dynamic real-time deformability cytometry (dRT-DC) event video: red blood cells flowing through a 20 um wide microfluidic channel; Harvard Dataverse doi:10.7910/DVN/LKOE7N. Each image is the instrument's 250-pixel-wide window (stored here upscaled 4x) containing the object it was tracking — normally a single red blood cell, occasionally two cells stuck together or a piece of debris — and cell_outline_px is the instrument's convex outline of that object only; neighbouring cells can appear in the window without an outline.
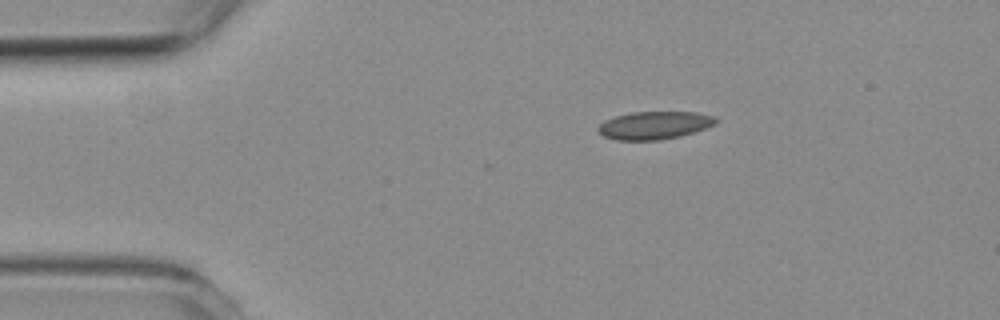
{"species": "common noctule bat (a hibernating species)", "species_latin": "Nyctalus noctula", "temperature_condition": "room temperature", "stored_images_in_passage": 8, "camera_frame_rate_fps": 3000, "um_per_image_px": 0.085, "animal": {"sex": "female", "body_mass_g": 19.3, "forearm_length_mm": 54.1}, "frame": {"image": 1, "passage_image": 1, "time_ms": 0.0, "image_size_px": [1000, 320], "cell_outline_px": [[720, 120], [716, 124], [680, 136], [660, 140], [616, 140], [604, 136], [596, 128], [604, 120], [616, 116], [632, 112], [696, 112], [716, 116]], "centroid_in_image_um": [55.64, 10.64], "position_along_channel_um": 29.4, "area_um2": 19.13}}
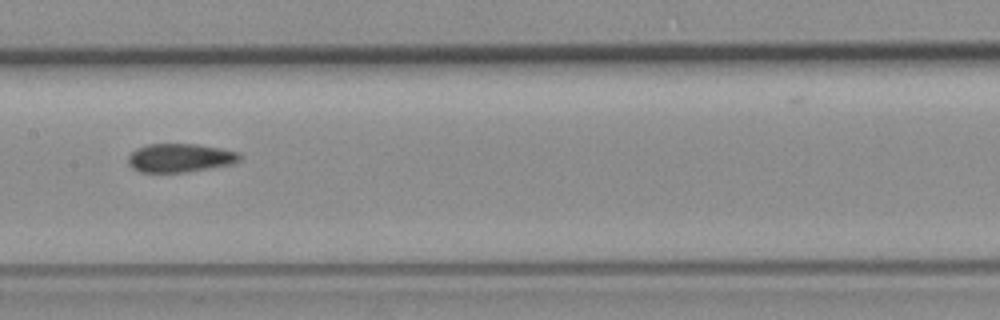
{"frame": {"image": 2, "passage_image": 5, "time_ms": 5.667, "image_size_px": [1000, 320], "cell_outline_px": [[240, 160], [232, 164], [184, 172], [140, 172], [132, 168], [128, 164], [128, 156], [136, 148], [148, 144], [196, 144], [220, 148], [240, 152]], "centroid_in_image_um": [15.28, 13.41], "position_along_channel_um": 192.1, "area_um2": 18.55}}
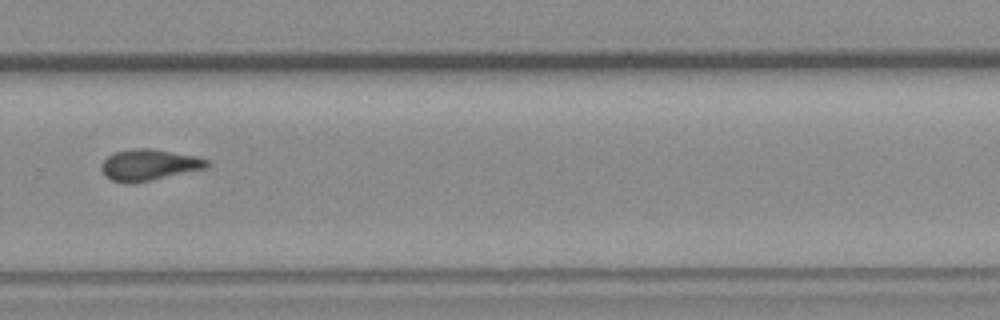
{"frame": {"image": 3, "passage_image": 8, "time_ms": 9.0, "image_size_px": [1000, 320], "cell_outline_px": [[208, 168], [152, 180], [132, 184], [128, 184], [112, 180], [100, 168], [100, 164], [108, 156], [116, 152], [132, 148], [152, 148], [196, 156], [208, 160]], "centroid_in_image_um": [12.68, 14.01], "position_along_channel_um": 317.1, "area_um2": 19.25}}